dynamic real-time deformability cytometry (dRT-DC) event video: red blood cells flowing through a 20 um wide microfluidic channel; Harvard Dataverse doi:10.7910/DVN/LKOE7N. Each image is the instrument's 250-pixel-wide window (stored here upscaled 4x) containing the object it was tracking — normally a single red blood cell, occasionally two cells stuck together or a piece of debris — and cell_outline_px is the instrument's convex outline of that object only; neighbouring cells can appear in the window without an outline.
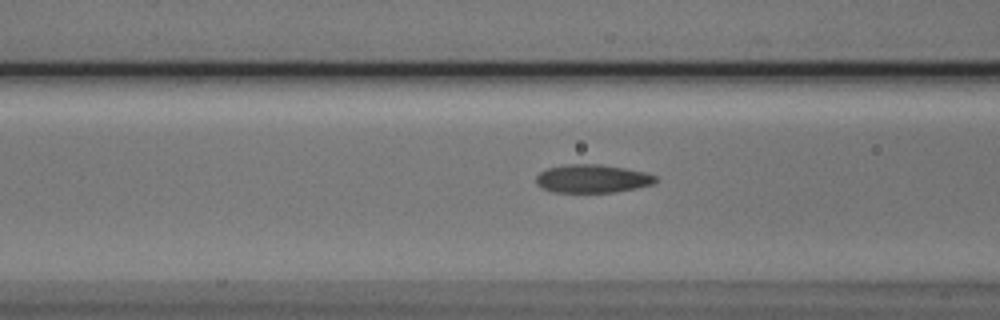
{"species": "Egyptian fruit bat (a non-hibernating species)", "species_latin": "Rousettus aegyptiacus", "temperature_condition": "cold", "stored_images_in_passage": 35, "camera_frame_rate_fps": 3000, "um_per_image_px": 0.085, "animal": {"sex": "male"}, "frame": {"image": 1, "passage_image": 5, "time_ms": 1.333, "image_size_px": [1000, 320], "cell_outline_px": [[656, 180], [652, 184], [636, 188], [616, 192], [552, 192], [536, 184], [536, 176], [540, 172], [548, 168], [568, 164], [600, 164], [624, 168], [644, 172], [656, 176]], "centroid_in_image_um": [50.33, 15.18], "position_along_channel_um": 116.3, "area_um2": 19.54}}
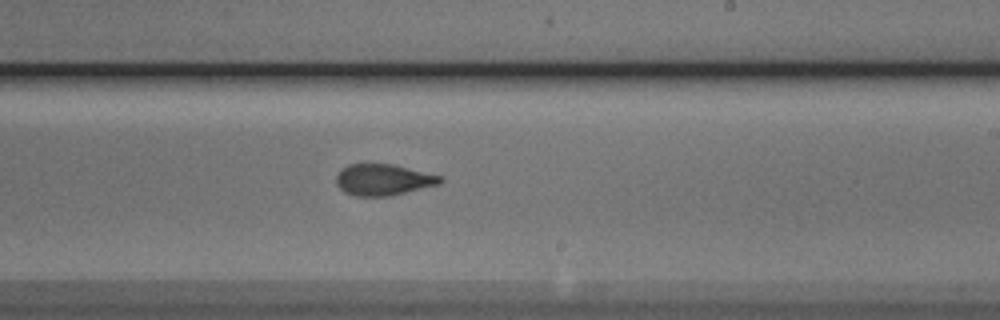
{"frame": {"image": 2, "passage_image": 16, "time_ms": 5.0, "image_size_px": [1000, 320], "cell_outline_px": [[444, 180], [440, 184], [388, 196], [356, 196], [344, 192], [336, 184], [336, 176], [348, 164], [392, 164], [444, 176]], "centroid_in_image_um": [32.61, 15.28], "position_along_channel_um": 256.4, "area_um2": 18.9}}
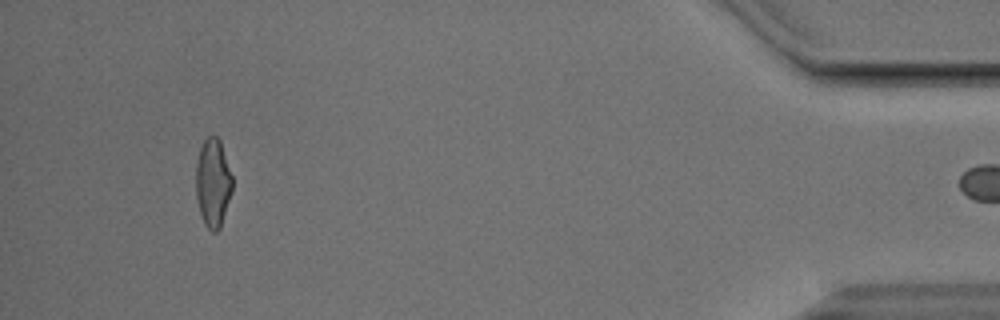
{"frame": {"image": 3, "passage_image": 34, "time_ms": 11.0, "image_size_px": [1000, 320], "cell_outline_px": [[232, 192], [220, 228], [216, 232], [212, 232], [204, 224], [200, 216], [196, 196], [196, 164], [200, 148], [204, 140], [208, 136], [216, 136], [220, 140], [232, 176]], "centroid_in_image_um": [18.09, 15.57], "position_along_channel_um": 417.1, "area_um2": 18.84}}